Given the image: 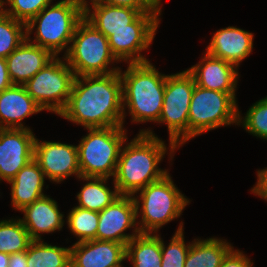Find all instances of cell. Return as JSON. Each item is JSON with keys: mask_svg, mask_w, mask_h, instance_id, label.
<instances>
[{"mask_svg": "<svg viewBox=\"0 0 267 267\" xmlns=\"http://www.w3.org/2000/svg\"><path fill=\"white\" fill-rule=\"evenodd\" d=\"M166 147L162 138L149 128L140 129L130 142L123 143L112 178L120 195H136L168 173L158 166L169 149Z\"/></svg>", "mask_w": 267, "mask_h": 267, "instance_id": "cell-2", "label": "cell"}, {"mask_svg": "<svg viewBox=\"0 0 267 267\" xmlns=\"http://www.w3.org/2000/svg\"><path fill=\"white\" fill-rule=\"evenodd\" d=\"M83 18L84 8L76 0H60L49 4L26 23L27 39L49 50L55 57H59L62 51H65V55L75 29ZM34 28L35 37L32 39L30 35Z\"/></svg>", "mask_w": 267, "mask_h": 267, "instance_id": "cell-4", "label": "cell"}, {"mask_svg": "<svg viewBox=\"0 0 267 267\" xmlns=\"http://www.w3.org/2000/svg\"><path fill=\"white\" fill-rule=\"evenodd\" d=\"M114 6L130 7L133 9H161L153 0H99Z\"/></svg>", "mask_w": 267, "mask_h": 267, "instance_id": "cell-34", "label": "cell"}, {"mask_svg": "<svg viewBox=\"0 0 267 267\" xmlns=\"http://www.w3.org/2000/svg\"><path fill=\"white\" fill-rule=\"evenodd\" d=\"M122 81L123 125L125 112L134 123H158L165 92L166 74L160 73L150 61L128 64L126 71L119 70Z\"/></svg>", "mask_w": 267, "mask_h": 267, "instance_id": "cell-3", "label": "cell"}, {"mask_svg": "<svg viewBox=\"0 0 267 267\" xmlns=\"http://www.w3.org/2000/svg\"><path fill=\"white\" fill-rule=\"evenodd\" d=\"M13 84L8 74L6 59L0 57V92L11 87Z\"/></svg>", "mask_w": 267, "mask_h": 267, "instance_id": "cell-36", "label": "cell"}, {"mask_svg": "<svg viewBox=\"0 0 267 267\" xmlns=\"http://www.w3.org/2000/svg\"><path fill=\"white\" fill-rule=\"evenodd\" d=\"M236 93L213 91L195 85L188 115V140L207 131L238 125Z\"/></svg>", "mask_w": 267, "mask_h": 267, "instance_id": "cell-8", "label": "cell"}, {"mask_svg": "<svg viewBox=\"0 0 267 267\" xmlns=\"http://www.w3.org/2000/svg\"><path fill=\"white\" fill-rule=\"evenodd\" d=\"M9 257V254L0 252V267H9Z\"/></svg>", "mask_w": 267, "mask_h": 267, "instance_id": "cell-38", "label": "cell"}, {"mask_svg": "<svg viewBox=\"0 0 267 267\" xmlns=\"http://www.w3.org/2000/svg\"><path fill=\"white\" fill-rule=\"evenodd\" d=\"M24 217L20 220L32 240H42L41 234L62 230L64 214L60 212L57 202L45 195L20 210Z\"/></svg>", "mask_w": 267, "mask_h": 267, "instance_id": "cell-20", "label": "cell"}, {"mask_svg": "<svg viewBox=\"0 0 267 267\" xmlns=\"http://www.w3.org/2000/svg\"><path fill=\"white\" fill-rule=\"evenodd\" d=\"M32 241L20 218L0 221V252L9 255L24 252Z\"/></svg>", "mask_w": 267, "mask_h": 267, "instance_id": "cell-27", "label": "cell"}, {"mask_svg": "<svg viewBox=\"0 0 267 267\" xmlns=\"http://www.w3.org/2000/svg\"><path fill=\"white\" fill-rule=\"evenodd\" d=\"M253 39L250 31L228 26L213 34L206 52L239 68L240 63L253 51Z\"/></svg>", "mask_w": 267, "mask_h": 267, "instance_id": "cell-18", "label": "cell"}, {"mask_svg": "<svg viewBox=\"0 0 267 267\" xmlns=\"http://www.w3.org/2000/svg\"><path fill=\"white\" fill-rule=\"evenodd\" d=\"M9 267H27V252L10 254Z\"/></svg>", "mask_w": 267, "mask_h": 267, "instance_id": "cell-37", "label": "cell"}, {"mask_svg": "<svg viewBox=\"0 0 267 267\" xmlns=\"http://www.w3.org/2000/svg\"><path fill=\"white\" fill-rule=\"evenodd\" d=\"M133 228L132 234L124 231ZM140 232L136 220V205L131 195H120L99 212L96 239L127 244Z\"/></svg>", "mask_w": 267, "mask_h": 267, "instance_id": "cell-12", "label": "cell"}, {"mask_svg": "<svg viewBox=\"0 0 267 267\" xmlns=\"http://www.w3.org/2000/svg\"><path fill=\"white\" fill-rule=\"evenodd\" d=\"M195 80L187 71L166 77L164 101L158 123L167 125L169 133V155L188 141V115Z\"/></svg>", "mask_w": 267, "mask_h": 267, "instance_id": "cell-9", "label": "cell"}, {"mask_svg": "<svg viewBox=\"0 0 267 267\" xmlns=\"http://www.w3.org/2000/svg\"><path fill=\"white\" fill-rule=\"evenodd\" d=\"M77 145L81 176L114 177L121 147L128 142L124 126L86 129Z\"/></svg>", "mask_w": 267, "mask_h": 267, "instance_id": "cell-6", "label": "cell"}, {"mask_svg": "<svg viewBox=\"0 0 267 267\" xmlns=\"http://www.w3.org/2000/svg\"><path fill=\"white\" fill-rule=\"evenodd\" d=\"M246 256L244 252L233 248L226 255L220 267H252L254 263Z\"/></svg>", "mask_w": 267, "mask_h": 267, "instance_id": "cell-33", "label": "cell"}, {"mask_svg": "<svg viewBox=\"0 0 267 267\" xmlns=\"http://www.w3.org/2000/svg\"><path fill=\"white\" fill-rule=\"evenodd\" d=\"M261 171L267 176V167L264 169H261Z\"/></svg>", "mask_w": 267, "mask_h": 267, "instance_id": "cell-41", "label": "cell"}, {"mask_svg": "<svg viewBox=\"0 0 267 267\" xmlns=\"http://www.w3.org/2000/svg\"><path fill=\"white\" fill-rule=\"evenodd\" d=\"M78 179L87 181L76 197L80 208L100 212L120 196L114 181L113 189L106 185L109 178L80 176Z\"/></svg>", "mask_w": 267, "mask_h": 267, "instance_id": "cell-24", "label": "cell"}, {"mask_svg": "<svg viewBox=\"0 0 267 267\" xmlns=\"http://www.w3.org/2000/svg\"><path fill=\"white\" fill-rule=\"evenodd\" d=\"M161 12H143L133 21V30L114 31L108 37L109 47L118 62L128 64L148 62L142 51L154 40L160 25Z\"/></svg>", "mask_w": 267, "mask_h": 267, "instance_id": "cell-11", "label": "cell"}, {"mask_svg": "<svg viewBox=\"0 0 267 267\" xmlns=\"http://www.w3.org/2000/svg\"><path fill=\"white\" fill-rule=\"evenodd\" d=\"M26 38V24L0 9V57L6 59Z\"/></svg>", "mask_w": 267, "mask_h": 267, "instance_id": "cell-29", "label": "cell"}, {"mask_svg": "<svg viewBox=\"0 0 267 267\" xmlns=\"http://www.w3.org/2000/svg\"><path fill=\"white\" fill-rule=\"evenodd\" d=\"M41 111L24 85H12L0 92V128L30 129L23 119Z\"/></svg>", "mask_w": 267, "mask_h": 267, "instance_id": "cell-21", "label": "cell"}, {"mask_svg": "<svg viewBox=\"0 0 267 267\" xmlns=\"http://www.w3.org/2000/svg\"><path fill=\"white\" fill-rule=\"evenodd\" d=\"M6 3L9 8H5ZM51 3L53 0H0V9L26 24Z\"/></svg>", "mask_w": 267, "mask_h": 267, "instance_id": "cell-32", "label": "cell"}, {"mask_svg": "<svg viewBox=\"0 0 267 267\" xmlns=\"http://www.w3.org/2000/svg\"><path fill=\"white\" fill-rule=\"evenodd\" d=\"M27 252V267H70V247L33 240Z\"/></svg>", "mask_w": 267, "mask_h": 267, "instance_id": "cell-26", "label": "cell"}, {"mask_svg": "<svg viewBox=\"0 0 267 267\" xmlns=\"http://www.w3.org/2000/svg\"><path fill=\"white\" fill-rule=\"evenodd\" d=\"M251 192L267 201V176L260 169L257 170V182Z\"/></svg>", "mask_w": 267, "mask_h": 267, "instance_id": "cell-35", "label": "cell"}, {"mask_svg": "<svg viewBox=\"0 0 267 267\" xmlns=\"http://www.w3.org/2000/svg\"><path fill=\"white\" fill-rule=\"evenodd\" d=\"M159 7L161 6V1L162 0H153Z\"/></svg>", "mask_w": 267, "mask_h": 267, "instance_id": "cell-40", "label": "cell"}, {"mask_svg": "<svg viewBox=\"0 0 267 267\" xmlns=\"http://www.w3.org/2000/svg\"><path fill=\"white\" fill-rule=\"evenodd\" d=\"M126 245L114 241L88 240L70 247V267H124Z\"/></svg>", "mask_w": 267, "mask_h": 267, "instance_id": "cell-15", "label": "cell"}, {"mask_svg": "<svg viewBox=\"0 0 267 267\" xmlns=\"http://www.w3.org/2000/svg\"><path fill=\"white\" fill-rule=\"evenodd\" d=\"M34 159L44 172L46 179L61 183L66 178L81 176L77 145L35 139Z\"/></svg>", "mask_w": 267, "mask_h": 267, "instance_id": "cell-13", "label": "cell"}, {"mask_svg": "<svg viewBox=\"0 0 267 267\" xmlns=\"http://www.w3.org/2000/svg\"><path fill=\"white\" fill-rule=\"evenodd\" d=\"M66 223L78 242L96 239L99 212L74 206L67 215Z\"/></svg>", "mask_w": 267, "mask_h": 267, "instance_id": "cell-28", "label": "cell"}, {"mask_svg": "<svg viewBox=\"0 0 267 267\" xmlns=\"http://www.w3.org/2000/svg\"><path fill=\"white\" fill-rule=\"evenodd\" d=\"M75 77L65 58L55 57L24 87L42 110L59 115L67 104Z\"/></svg>", "mask_w": 267, "mask_h": 267, "instance_id": "cell-10", "label": "cell"}, {"mask_svg": "<svg viewBox=\"0 0 267 267\" xmlns=\"http://www.w3.org/2000/svg\"><path fill=\"white\" fill-rule=\"evenodd\" d=\"M55 56L27 38L6 58L8 74L13 85H24Z\"/></svg>", "mask_w": 267, "mask_h": 267, "instance_id": "cell-19", "label": "cell"}, {"mask_svg": "<svg viewBox=\"0 0 267 267\" xmlns=\"http://www.w3.org/2000/svg\"><path fill=\"white\" fill-rule=\"evenodd\" d=\"M31 129L0 128V181L12 180L34 158Z\"/></svg>", "mask_w": 267, "mask_h": 267, "instance_id": "cell-14", "label": "cell"}, {"mask_svg": "<svg viewBox=\"0 0 267 267\" xmlns=\"http://www.w3.org/2000/svg\"><path fill=\"white\" fill-rule=\"evenodd\" d=\"M83 8H85L87 5H88V3H92V2H96V1H99V0H90V2L89 1H87V0H76Z\"/></svg>", "mask_w": 267, "mask_h": 267, "instance_id": "cell-39", "label": "cell"}, {"mask_svg": "<svg viewBox=\"0 0 267 267\" xmlns=\"http://www.w3.org/2000/svg\"><path fill=\"white\" fill-rule=\"evenodd\" d=\"M45 178L44 172L34 158L21 168L16 176L7 182L11 184L13 209L20 211L23 207L45 196L43 192Z\"/></svg>", "mask_w": 267, "mask_h": 267, "instance_id": "cell-22", "label": "cell"}, {"mask_svg": "<svg viewBox=\"0 0 267 267\" xmlns=\"http://www.w3.org/2000/svg\"><path fill=\"white\" fill-rule=\"evenodd\" d=\"M238 125L251 135L267 140V96L252 104L244 117L238 111Z\"/></svg>", "mask_w": 267, "mask_h": 267, "instance_id": "cell-30", "label": "cell"}, {"mask_svg": "<svg viewBox=\"0 0 267 267\" xmlns=\"http://www.w3.org/2000/svg\"><path fill=\"white\" fill-rule=\"evenodd\" d=\"M63 56L75 76L107 75L120 70L118 66L110 69L109 65L119 62L111 53L108 38L85 18L78 23Z\"/></svg>", "mask_w": 267, "mask_h": 267, "instance_id": "cell-7", "label": "cell"}, {"mask_svg": "<svg viewBox=\"0 0 267 267\" xmlns=\"http://www.w3.org/2000/svg\"><path fill=\"white\" fill-rule=\"evenodd\" d=\"M138 192L139 196L133 195V199L136 220L141 215L137 221L140 233L157 234L164 225L179 218L190 203V199L176 187L169 172Z\"/></svg>", "mask_w": 267, "mask_h": 267, "instance_id": "cell-5", "label": "cell"}, {"mask_svg": "<svg viewBox=\"0 0 267 267\" xmlns=\"http://www.w3.org/2000/svg\"><path fill=\"white\" fill-rule=\"evenodd\" d=\"M203 55L199 63L186 69L193 76L195 85L213 91L236 93L238 68L207 52Z\"/></svg>", "mask_w": 267, "mask_h": 267, "instance_id": "cell-16", "label": "cell"}, {"mask_svg": "<svg viewBox=\"0 0 267 267\" xmlns=\"http://www.w3.org/2000/svg\"><path fill=\"white\" fill-rule=\"evenodd\" d=\"M132 267H161V236L139 233L126 244V260Z\"/></svg>", "mask_w": 267, "mask_h": 267, "instance_id": "cell-25", "label": "cell"}, {"mask_svg": "<svg viewBox=\"0 0 267 267\" xmlns=\"http://www.w3.org/2000/svg\"><path fill=\"white\" fill-rule=\"evenodd\" d=\"M143 12L162 9H133L96 1L84 8V18L108 38L114 31L133 30V21Z\"/></svg>", "mask_w": 267, "mask_h": 267, "instance_id": "cell-17", "label": "cell"}, {"mask_svg": "<svg viewBox=\"0 0 267 267\" xmlns=\"http://www.w3.org/2000/svg\"><path fill=\"white\" fill-rule=\"evenodd\" d=\"M183 226L181 221L167 246L161 238V267H184L191 242L185 243Z\"/></svg>", "mask_w": 267, "mask_h": 267, "instance_id": "cell-31", "label": "cell"}, {"mask_svg": "<svg viewBox=\"0 0 267 267\" xmlns=\"http://www.w3.org/2000/svg\"><path fill=\"white\" fill-rule=\"evenodd\" d=\"M234 247L226 241L211 237L207 239H194L190 243L184 267H220L226 255Z\"/></svg>", "mask_w": 267, "mask_h": 267, "instance_id": "cell-23", "label": "cell"}, {"mask_svg": "<svg viewBox=\"0 0 267 267\" xmlns=\"http://www.w3.org/2000/svg\"><path fill=\"white\" fill-rule=\"evenodd\" d=\"M59 116L86 129L123 126L119 72L76 76L67 104Z\"/></svg>", "mask_w": 267, "mask_h": 267, "instance_id": "cell-1", "label": "cell"}]
</instances>
